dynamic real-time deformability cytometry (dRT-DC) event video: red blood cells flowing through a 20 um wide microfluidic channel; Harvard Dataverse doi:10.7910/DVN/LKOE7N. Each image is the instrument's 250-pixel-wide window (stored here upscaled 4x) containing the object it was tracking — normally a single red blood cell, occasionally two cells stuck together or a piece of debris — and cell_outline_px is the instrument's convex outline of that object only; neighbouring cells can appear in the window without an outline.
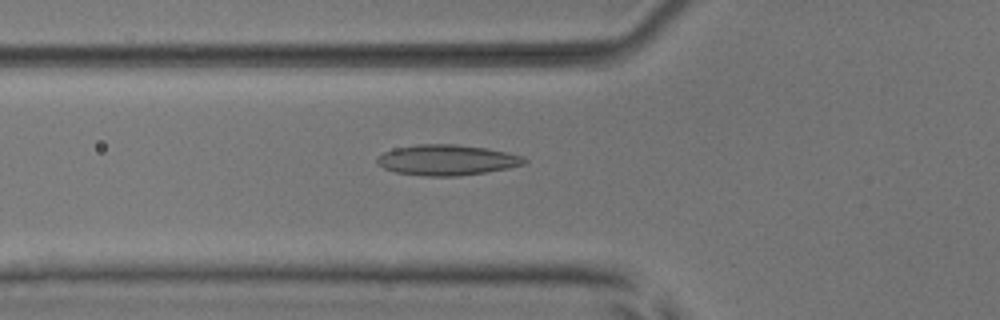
{"species": "common noctule bat (a hibernating species)", "species_latin": "Nyctalus noctula", "temperature_condition": "room temperature", "stored_images_in_passage": 52, "camera_frame_rate_fps": 3000, "um_per_image_px": 0.085, "animal": {"sex": "male", "body_mass_g": 17.9, "forearm_length_mm": 54.2}, "frame": {"image": 1, "passage_image": 19, "time_ms": 6.0, "image_size_px": [1000, 320], "cell_outline_px": [[528, 160], [524, 164], [508, 168], [460, 176], [424, 176], [396, 172], [384, 168], [376, 164], [376, 160], [384, 152], [396, 148], [416, 144], [456, 144], [488, 148], [524, 156]], "centroid_in_image_um": [38.0, 13.6], "position_along_channel_um": 87.8, "area_um2": 26.24}}
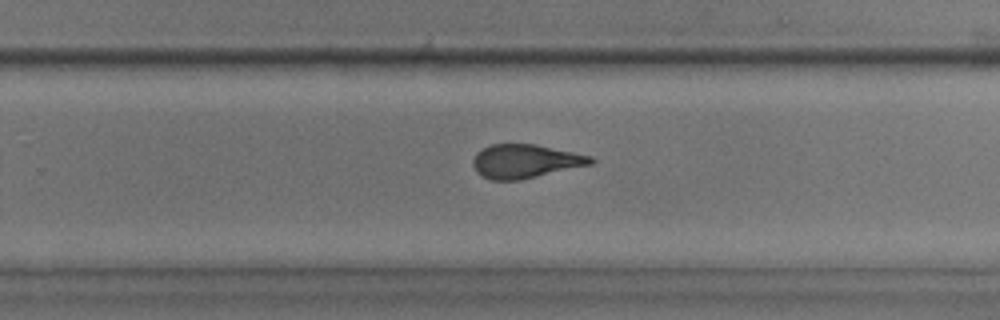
{"frame": {"image": 2, "passage_image": 34, "time_ms": 11.0, "image_size_px": [1000, 320], "cell_outline_px": [[596, 160], [592, 164], [520, 180], [492, 180], [476, 172], [472, 164], [472, 160], [476, 152], [492, 144], [536, 144], [592, 156]], "centroid_in_image_um": [44.65, 13.7], "position_along_channel_um": 285.2, "area_um2": 23.12}}
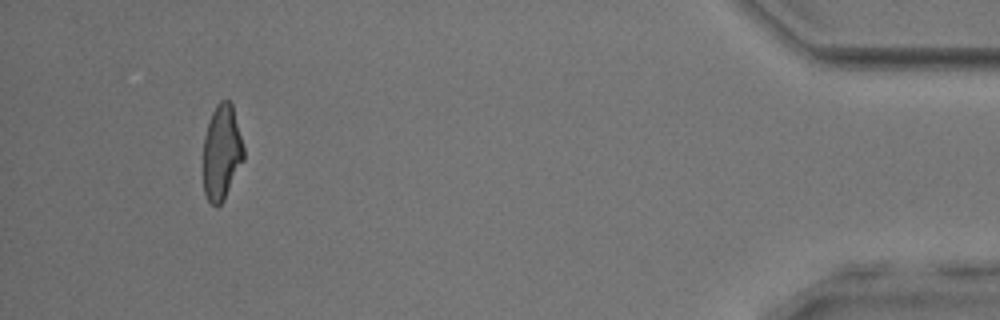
{"frame": {"image": 3, "passage_image": 49, "time_ms": 16.0, "image_size_px": [1000, 320], "cell_outline_px": [[244, 160], [224, 200], [216, 208], [208, 200], [204, 192], [204, 136], [212, 112], [216, 104], [220, 100], [228, 100], [232, 104], [244, 148]], "centroid_in_image_um": [18.85, 12.97], "position_along_channel_um": 416.3, "area_um2": 22.37}, "authors_computed_cell_mechanics": {"area_um2": 24.2182, "velocity_mm_per_s": 3.9448, "shape_relaxation_time_tau1_ms": 5.5783, "shape_relaxation_time_tau2_ms": 1.4169, "deformation_change_tau1": 0.1583, "deformation_change_tau2": 0.1113}}